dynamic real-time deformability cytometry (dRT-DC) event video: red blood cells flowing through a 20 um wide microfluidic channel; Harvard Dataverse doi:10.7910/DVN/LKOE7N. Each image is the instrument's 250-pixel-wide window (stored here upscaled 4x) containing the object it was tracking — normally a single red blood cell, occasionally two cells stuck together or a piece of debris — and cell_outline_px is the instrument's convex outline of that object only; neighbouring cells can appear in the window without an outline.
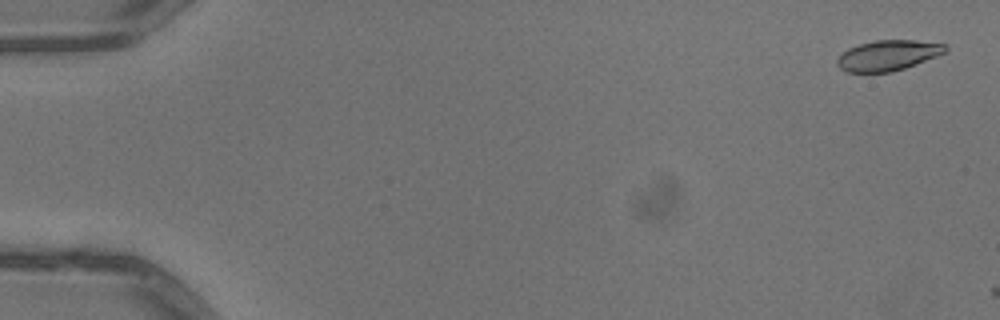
{"species": "common noctule bat (a hibernating species)", "species_latin": "Nyctalus noctula", "temperature_condition": "warm", "stored_images_in_passage": 3, "camera_frame_rate_fps": 3000, "um_per_image_px": 0.085, "animal": {"sex": "male", "body_mass_g": 13.3}, "frame": {"image": 1, "passage_image": 2, "time_ms": 0.333, "image_size_px": [1000, 320], "cell_outline_px": [[948, 48], [944, 52], [936, 56], [916, 64], [892, 72], [848, 72], [840, 68], [836, 64], [836, 60], [848, 48], [860, 44], [876, 40], [916, 40], [948, 44]], "centroid_in_image_um": [75.49, 4.7], "position_along_channel_um": 9.5, "area_um2": 19.07}}